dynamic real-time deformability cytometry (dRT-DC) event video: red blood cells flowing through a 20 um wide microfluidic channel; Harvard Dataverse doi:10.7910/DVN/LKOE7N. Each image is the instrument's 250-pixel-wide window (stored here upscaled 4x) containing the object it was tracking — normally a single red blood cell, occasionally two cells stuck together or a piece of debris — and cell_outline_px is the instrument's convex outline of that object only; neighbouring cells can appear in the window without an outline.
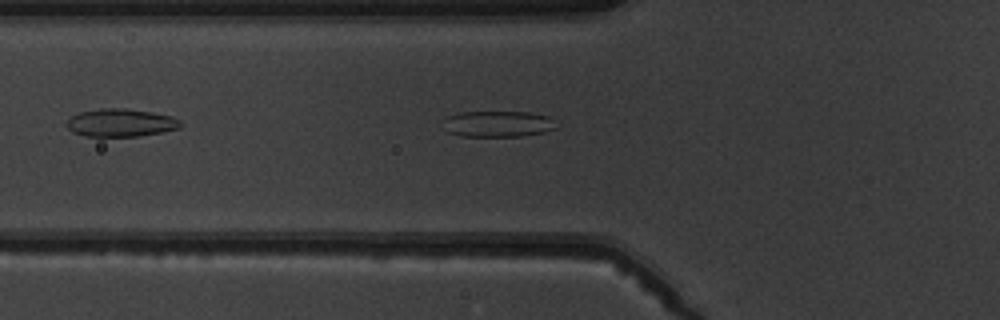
{"species": "common noctule bat (a hibernating species)", "species_latin": "Nyctalus noctula", "temperature_condition": "warm", "stored_images_in_passage": 4, "camera_frame_rate_fps": 3000, "um_per_image_px": 0.085, "animal": {"sex": "male", "body_mass_g": 19.5, "forearm_length_mm": 54.6}, "frame": {"image": 1, "passage_image": 4, "time_ms": 3.667, "image_size_px": [1000, 320], "cell_outline_px": [[556, 128], [544, 132], [524, 136], [460, 136], [448, 132], [440, 120], [444, 116], [460, 112], [528, 112], [548, 116], [556, 120]], "centroid_in_image_um": [42.28, 10.53], "position_along_channel_um": 83.5, "area_um2": 17.51}}